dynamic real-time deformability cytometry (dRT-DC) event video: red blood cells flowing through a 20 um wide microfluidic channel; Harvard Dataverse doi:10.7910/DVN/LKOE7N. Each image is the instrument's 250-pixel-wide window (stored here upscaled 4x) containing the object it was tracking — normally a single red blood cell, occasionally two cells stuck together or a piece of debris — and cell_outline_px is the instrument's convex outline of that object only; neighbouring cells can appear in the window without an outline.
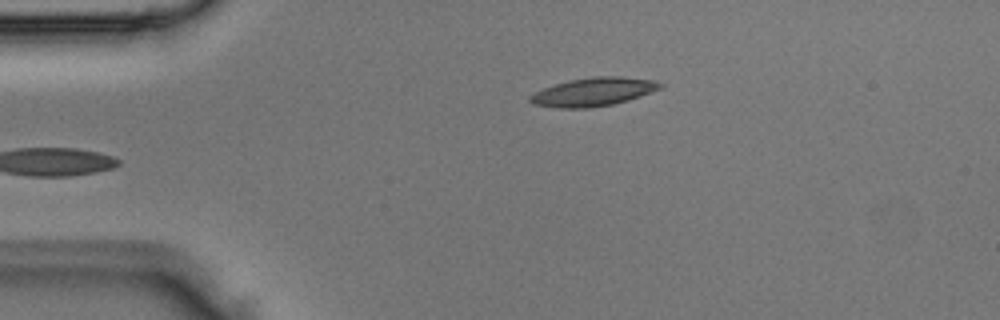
{"species": "Egyptian fruit bat (a non-hibernating species)", "species_latin": "Rousettus aegyptiacus", "temperature_condition": "room temperature", "stored_images_in_passage": 3, "camera_frame_rate_fps": 3000, "um_per_image_px": 0.085, "animal": {"sex": "male"}, "frame": {"image": 1, "passage_image": 3, "time_ms": 0.667, "image_size_px": [1000, 320], "cell_outline_px": [[664, 88], [628, 100], [612, 104], [588, 108], [560, 108], [536, 104], [528, 100], [528, 96], [544, 88], [568, 80], [592, 76], [620, 76], [652, 80], [664, 84]], "centroid_in_image_um": [50.47, 7.8], "position_along_channel_um": 34.5, "area_um2": 21.5}}